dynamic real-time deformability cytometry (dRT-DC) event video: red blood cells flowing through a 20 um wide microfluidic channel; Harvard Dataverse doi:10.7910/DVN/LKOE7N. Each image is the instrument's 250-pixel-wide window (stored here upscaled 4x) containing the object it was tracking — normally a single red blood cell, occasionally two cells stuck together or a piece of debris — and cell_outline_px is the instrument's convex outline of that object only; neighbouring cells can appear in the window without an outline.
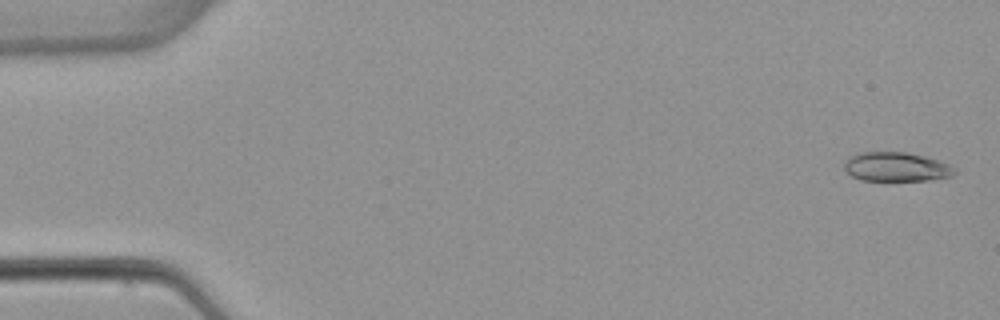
{"species": "common noctule bat (a hibernating species)", "species_latin": "Nyctalus noctula", "temperature_condition": "warm", "stored_images_in_passage": 6, "camera_frame_rate_fps": 3000, "um_per_image_px": 0.085, "animal": {"sex": "female", "body_mass_g": 22.7, "forearm_length_mm": 54.2}, "frame": {"image": 1, "passage_image": 1, "time_ms": 0.0, "image_size_px": [1000, 320], "cell_outline_px": [[956, 172], [952, 176], [928, 180], [860, 180], [852, 176], [844, 168], [844, 160], [848, 156], [860, 152], [904, 152], [924, 156], [948, 164], [956, 168]], "centroid_in_image_um": [76.15, 14.18], "position_along_channel_um": 8.9, "area_um2": 18.73}}
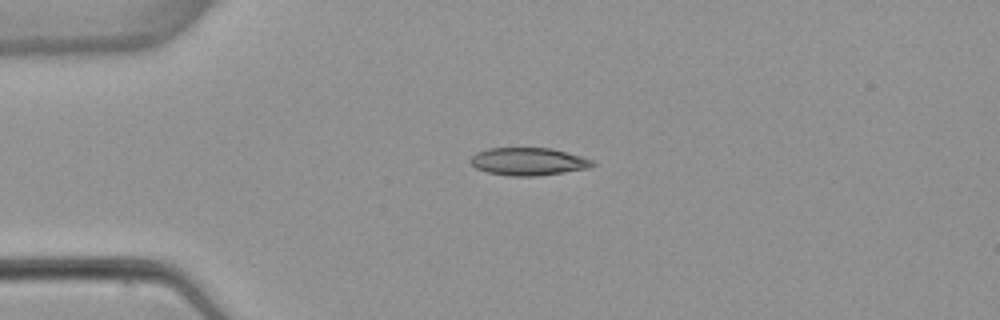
{"frame": {"image": 2, "passage_image": 4, "time_ms": 3.667, "image_size_px": [1000, 320], "cell_outline_px": [[596, 164], [588, 168], [564, 172], [536, 176], [508, 176], [488, 172], [476, 168], [468, 160], [476, 152], [488, 148], [552, 148], [580, 156], [592, 160]], "centroid_in_image_um": [44.88, 13.73], "position_along_channel_um": 40.1, "area_um2": 19.65}}
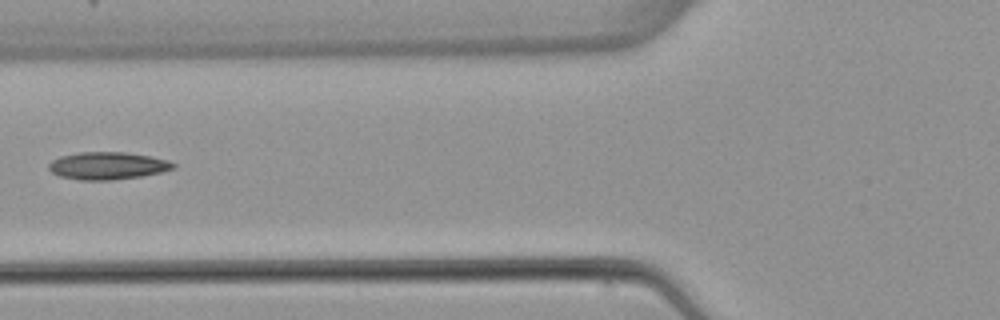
{"frame": {"image": 3, "passage_image": 6, "time_ms": 6.333, "image_size_px": [1000, 320], "cell_outline_px": [[176, 168], [160, 172], [140, 176], [112, 180], [80, 180], [60, 176], [52, 172], [48, 168], [48, 164], [52, 160], [60, 156], [80, 152], [124, 152], [148, 156], [168, 160], [176, 164]], "centroid_in_image_um": [9.13, 14.08], "position_along_channel_um": 116.7, "area_um2": 19.83}}